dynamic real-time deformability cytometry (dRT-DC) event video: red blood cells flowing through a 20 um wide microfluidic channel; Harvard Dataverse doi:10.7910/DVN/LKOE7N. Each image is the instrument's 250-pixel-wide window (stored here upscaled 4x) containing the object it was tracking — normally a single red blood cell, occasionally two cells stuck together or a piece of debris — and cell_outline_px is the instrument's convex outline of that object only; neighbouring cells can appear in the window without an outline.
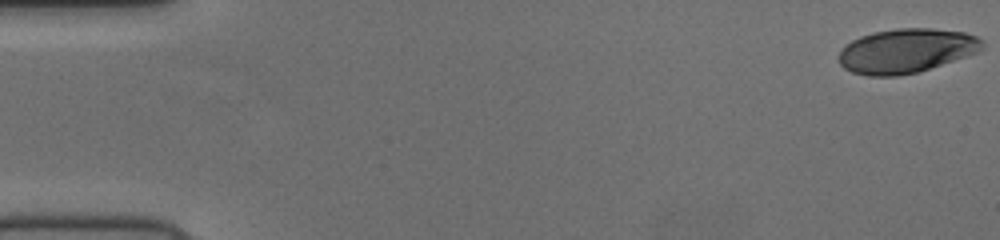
{"species": "human", "species_latin": "Homo sapiens", "temperature_condition": "cold", "stored_images_in_passage": 44, "camera_frame_rate_fps": 3000, "um_per_image_px": 0.085, "donor": {"sex": "female"}, "frame": {"image": 1, "passage_image": 1, "time_ms": 0.0, "image_size_px": [1000, 240], "cell_outline_px": [[984, 48], [976, 52], [916, 72], [896, 76], [868, 76], [852, 72], [844, 68], [840, 64], [840, 52], [852, 40], [860, 36], [872, 32], [896, 28], [932, 28], [964, 32], [976, 36], [984, 40]], "centroid_in_image_um": [77.03, 4.3], "position_along_channel_um": 8.0, "area_um2": 36.65}}
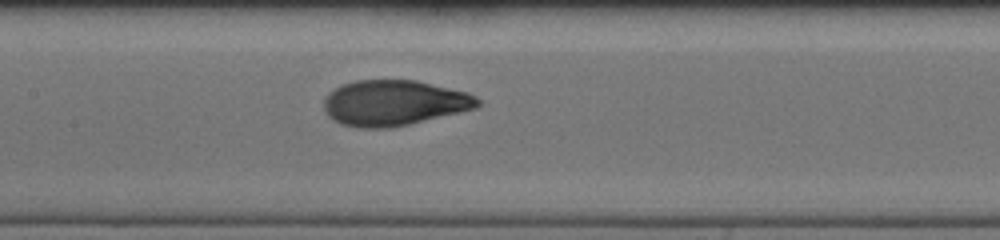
{"frame": {"image": 2, "passage_image": 26, "time_ms": 8.333, "image_size_px": [1000, 240], "cell_outline_px": [[480, 104], [476, 108], [460, 112], [408, 124], [388, 128], [356, 128], [340, 124], [332, 120], [324, 112], [324, 100], [328, 92], [344, 84], [356, 80], [416, 80], [468, 92], [476, 96], [480, 100]], "centroid_in_image_um": [33.47, 8.75], "position_along_channel_um": 173.9, "area_um2": 40.92}}
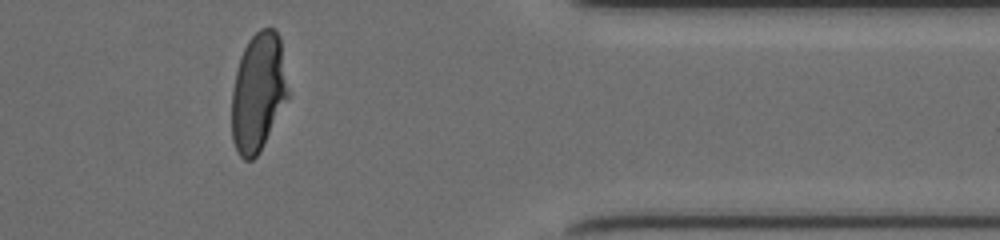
{"frame": {"image": 3, "passage_image": 44, "time_ms": 14.333, "image_size_px": [1000, 240], "cell_outline_px": [[288, 96], [260, 152], [252, 160], [244, 160], [240, 156], [232, 140], [232, 92], [236, 72], [240, 56], [248, 40], [260, 28], [276, 28], [280, 36], [288, 88]], "centroid_in_image_um": [21.94, 7.82], "position_along_channel_um": 389.5, "area_um2": 38.78}}